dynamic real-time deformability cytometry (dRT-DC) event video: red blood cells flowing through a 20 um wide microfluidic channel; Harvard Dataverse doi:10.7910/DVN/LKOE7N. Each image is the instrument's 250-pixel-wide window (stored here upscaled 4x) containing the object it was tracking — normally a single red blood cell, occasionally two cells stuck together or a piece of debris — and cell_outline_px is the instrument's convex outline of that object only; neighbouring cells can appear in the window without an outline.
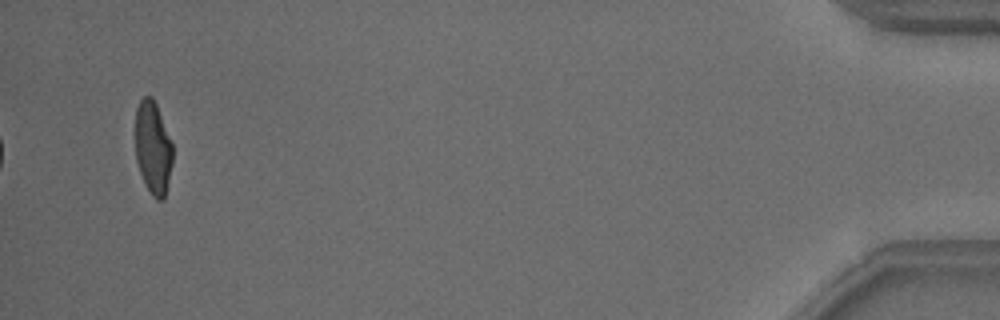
{"species": "common noctule bat (a hibernating species)", "species_latin": "Nyctalus noctula", "temperature_condition": "warm", "stored_images_in_passage": 44, "camera_frame_rate_fps": 3000, "um_per_image_px": 0.085, "animal": {"sex": "male", "body_mass_g": 18.8}, "frame": {"image": 1, "passage_image": 44, "time_ms": 14.333, "image_size_px": [1000, 320], "cell_outline_px": [[172, 164], [164, 200], [156, 200], [152, 196], [140, 172], [136, 160], [136, 108], [140, 100], [144, 96], [152, 96], [156, 104], [172, 144]], "centroid_in_image_um": [13.0, 12.57], "position_along_channel_um": 422.2, "area_um2": 19.94}, "authors_computed_cell_mechanics": {"area_um2": 21.386, "velocity_mm_per_s": 3.8586, "shape_relaxation_time_tau1_ms": 4.1614, "shape_relaxation_time_tau2_ms": 0.8826, "deformation_change_tau1": 0.1879, "deformation_change_tau2": 0.0703}}